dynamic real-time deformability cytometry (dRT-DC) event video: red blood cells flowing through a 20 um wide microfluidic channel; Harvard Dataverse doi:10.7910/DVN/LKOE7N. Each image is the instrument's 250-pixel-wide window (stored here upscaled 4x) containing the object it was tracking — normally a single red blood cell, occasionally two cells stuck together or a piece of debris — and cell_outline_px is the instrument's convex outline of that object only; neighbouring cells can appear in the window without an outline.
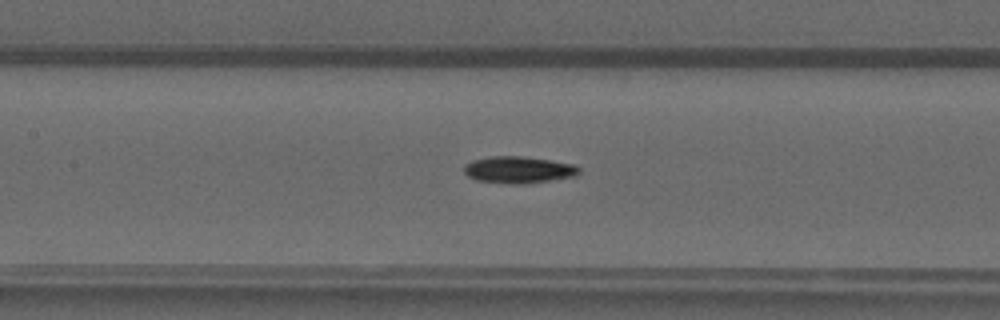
{"species": "common noctule bat (a hibernating species)", "species_latin": "Nyctalus noctula", "temperature_condition": "warm", "stored_images_in_passage": 29, "camera_frame_rate_fps": 3000, "um_per_image_px": 0.085, "animal": {"sex": "male", "forearm_length_mm": 52.5}, "frame": {"image": 1, "passage_image": 8, "time_ms": 2.333, "image_size_px": [1000, 320], "cell_outline_px": [[580, 172], [576, 176], [552, 180], [520, 184], [512, 184], [476, 180], [468, 176], [464, 172], [464, 164], [472, 160], [492, 156], [520, 156], [552, 160], [576, 164], [580, 168]], "centroid_in_image_um": [44.1, 14.42], "position_along_channel_um": 163.3, "area_um2": 18.09}}
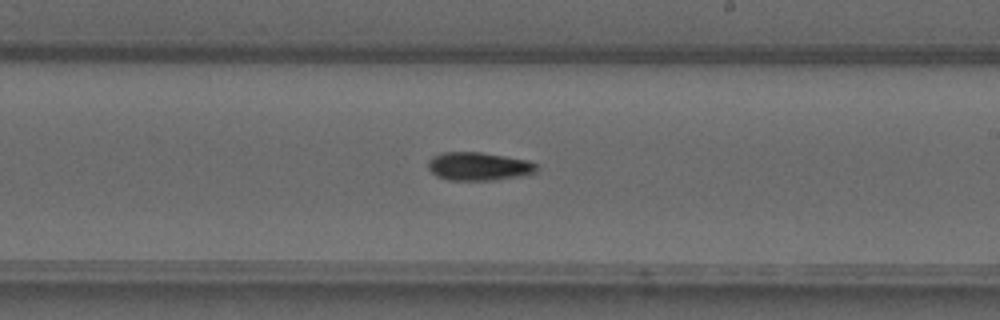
{"frame": {"image": 2, "passage_image": 14, "time_ms": 4.333, "image_size_px": [1000, 320], "cell_outline_px": [[540, 168], [536, 172], [516, 176], [492, 180], [448, 180], [436, 176], [428, 168], [428, 160], [432, 156], [444, 152], [480, 152], [528, 160], [536, 164]], "centroid_in_image_um": [40.66, 14.13], "position_along_channel_um": 248.3, "area_um2": 17.8}}
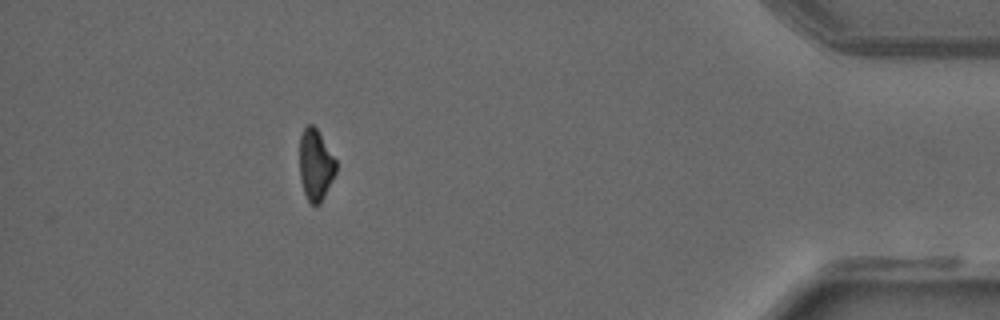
{"frame": {"image": 3, "passage_image": 29, "time_ms": 9.333, "image_size_px": [1000, 320], "cell_outline_px": [[336, 172], [320, 204], [312, 204], [308, 200], [304, 192], [300, 180], [300, 136], [304, 128], [308, 124], [312, 124], [316, 128], [336, 160]], "centroid_in_image_um": [26.81, 14.01], "position_along_channel_um": 408.4, "area_um2": 14.91}}